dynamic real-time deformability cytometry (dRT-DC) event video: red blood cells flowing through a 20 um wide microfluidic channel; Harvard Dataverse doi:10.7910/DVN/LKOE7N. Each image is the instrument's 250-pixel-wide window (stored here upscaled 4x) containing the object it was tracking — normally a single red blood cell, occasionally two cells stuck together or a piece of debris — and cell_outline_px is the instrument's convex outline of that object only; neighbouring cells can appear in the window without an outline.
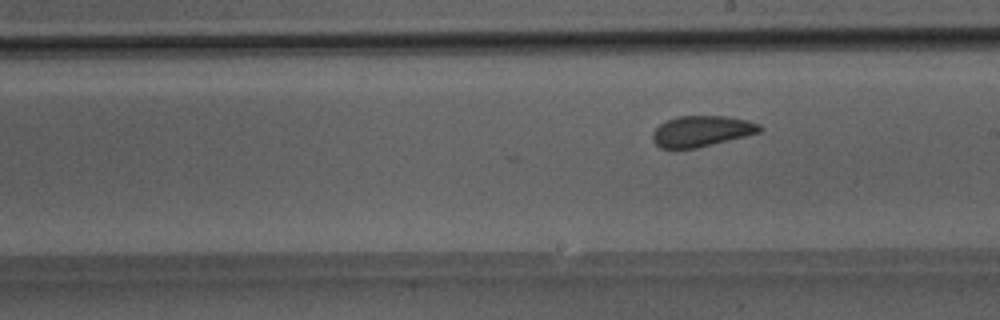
{"species": "Egyptian fruit bat (a non-hibernating species)", "species_latin": "Rousettus aegyptiacus", "temperature_condition": "room temperature", "stored_images_in_passage": 21, "camera_frame_rate_fps": 3000, "um_per_image_px": 0.085, "animal": {"sex": "male"}, "frame": {"image": 1, "passage_image": 21, "time_ms": 6.667, "image_size_px": [1000, 320], "cell_outline_px": [[764, 128], [760, 132], [696, 148], [660, 148], [652, 140], [652, 132], [664, 120], [676, 116], [728, 116], [748, 120], [760, 124]], "centroid_in_image_um": [59.62, 11.13], "position_along_channel_um": 229.4, "area_um2": 19.31}}